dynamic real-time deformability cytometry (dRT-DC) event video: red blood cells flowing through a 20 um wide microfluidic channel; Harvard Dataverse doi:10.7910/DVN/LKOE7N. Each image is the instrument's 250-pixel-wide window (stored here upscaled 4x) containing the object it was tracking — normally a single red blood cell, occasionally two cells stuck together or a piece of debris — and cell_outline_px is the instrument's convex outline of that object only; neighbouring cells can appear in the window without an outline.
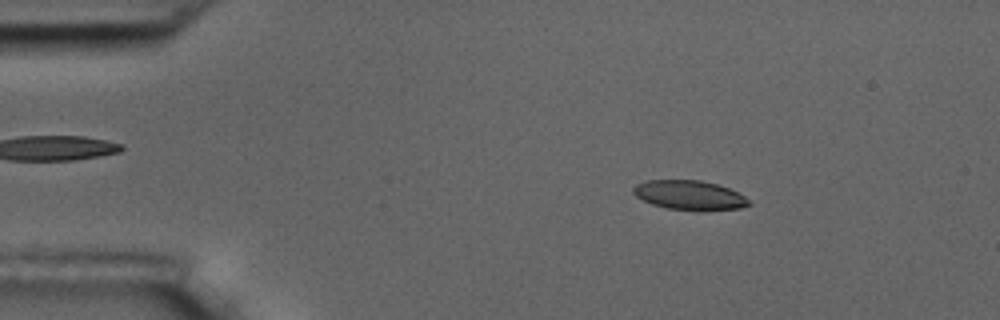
{"species": "common noctule bat (a hibernating species)", "species_latin": "Nyctalus noctula", "temperature_condition": "room temperature", "stored_images_in_passage": 5, "camera_frame_rate_fps": 3000, "um_per_image_px": 0.085, "animal": {"sex": "male", "body_mass_g": 17.5, "forearm_length_mm": 52.3}, "frame": {"image": 1, "passage_image": 3, "time_ms": 2.333, "image_size_px": [1000, 320], "cell_outline_px": [[752, 204], [740, 208], [668, 208], [652, 204], [636, 196], [632, 192], [632, 188], [636, 184], [648, 180], [700, 180], [716, 184], [728, 188], [744, 196]], "centroid_in_image_um": [58.55, 16.54], "position_along_channel_um": 26.5, "area_um2": 18.9}}